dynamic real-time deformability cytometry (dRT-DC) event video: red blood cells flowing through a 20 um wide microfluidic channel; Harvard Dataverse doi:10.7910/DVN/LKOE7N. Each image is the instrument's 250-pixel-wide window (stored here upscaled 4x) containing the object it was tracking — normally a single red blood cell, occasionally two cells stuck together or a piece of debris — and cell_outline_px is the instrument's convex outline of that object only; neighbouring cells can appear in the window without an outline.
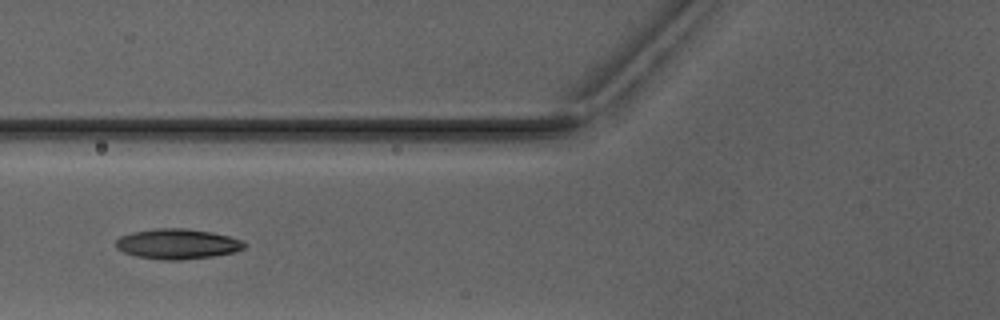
{"species": "Egyptian fruit bat (a non-hibernating species)", "species_latin": "Rousettus aegyptiacus", "temperature_condition": "warm", "stored_images_in_passage": 5, "camera_frame_rate_fps": 3000, "um_per_image_px": 0.085, "animal": {"sex": "male"}, "frame": {"image": 1, "passage_image": 5, "time_ms": 5.0, "image_size_px": [1000, 320], "cell_outline_px": [[248, 244], [244, 248], [232, 252], [212, 256], [180, 260], [164, 260], [136, 256], [124, 252], [116, 248], [116, 240], [120, 236], [132, 232], [156, 228], [184, 228], [212, 232], [228, 236], [240, 240]], "centroid_in_image_um": [15.06, 20.73], "position_along_channel_um": 110.7, "area_um2": 22.48}}